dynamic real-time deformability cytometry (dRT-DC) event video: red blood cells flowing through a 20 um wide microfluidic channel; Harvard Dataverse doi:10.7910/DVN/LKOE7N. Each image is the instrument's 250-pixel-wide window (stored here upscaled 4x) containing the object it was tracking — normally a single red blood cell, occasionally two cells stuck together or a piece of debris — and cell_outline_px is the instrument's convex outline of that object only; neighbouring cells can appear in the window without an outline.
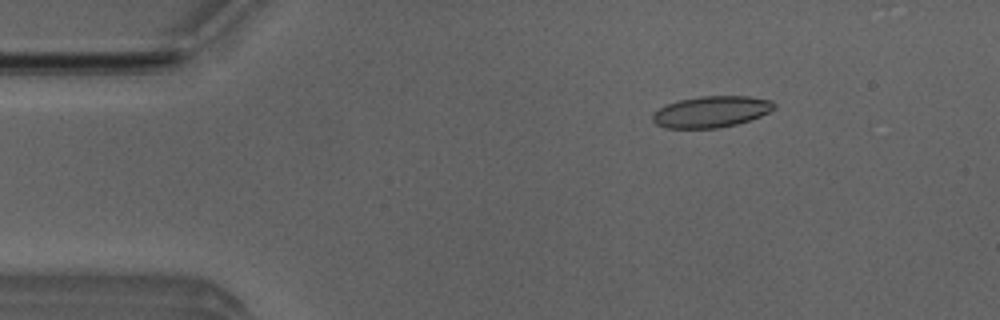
{"species": "Egyptian fruit bat (a non-hibernating species)", "species_latin": "Rousettus aegyptiacus", "temperature_condition": "room temperature", "stored_images_in_passage": 50, "camera_frame_rate_fps": 3000, "um_per_image_px": 0.085, "animal": {"sex": "male"}, "frame": {"image": 1, "passage_image": 5, "time_ms": 1.333, "image_size_px": [1000, 320], "cell_outline_px": [[776, 108], [760, 116], [736, 124], [716, 128], [664, 128], [656, 124], [652, 120], [652, 112], [668, 104], [680, 100], [700, 96], [748, 96], [772, 100], [776, 104]], "centroid_in_image_um": [60.45, 9.49], "position_along_channel_um": 24.5, "area_um2": 22.14}}
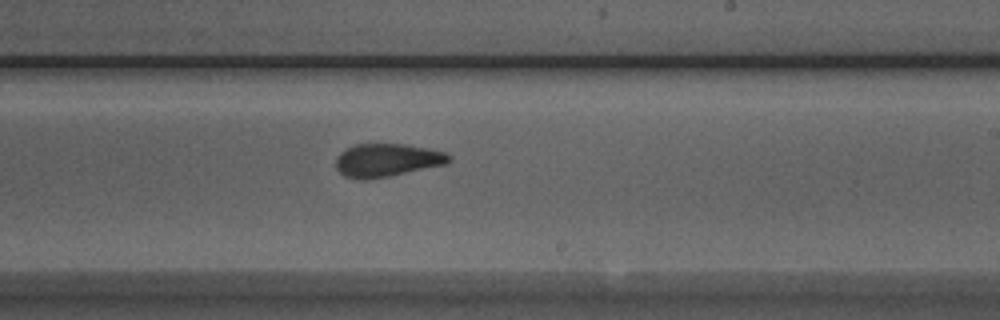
{"frame": {"image": 2, "passage_image": 28, "time_ms": 9.0, "image_size_px": [1000, 320], "cell_outline_px": [[452, 160], [448, 164], [388, 176], [364, 180], [360, 180], [344, 176], [336, 168], [336, 156], [340, 152], [356, 144], [408, 144], [432, 148], [448, 152], [452, 156]], "centroid_in_image_um": [32.96, 13.6], "position_along_channel_um": 256.0, "area_um2": 22.2}}
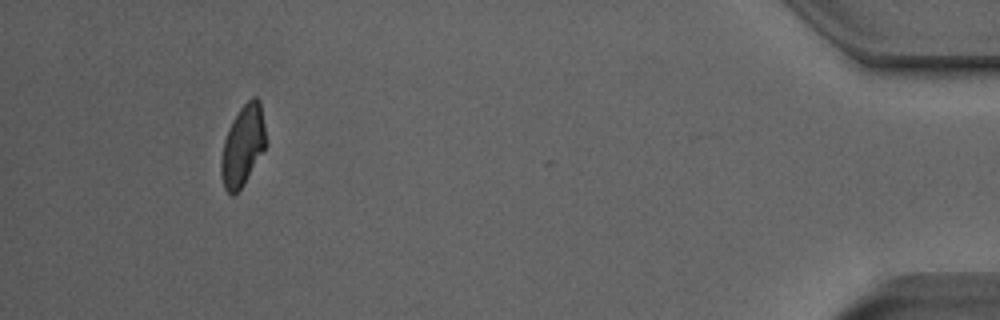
{"frame": {"image": 3, "passage_image": 46, "time_ms": 15.0, "image_size_px": [1000, 320], "cell_outline_px": [[264, 148], [244, 184], [232, 196], [224, 188], [220, 172], [220, 156], [224, 140], [232, 120], [240, 108], [252, 96], [256, 96], [260, 100], [264, 124]], "centroid_in_image_um": [20.6, 12.37], "position_along_channel_um": 414.6, "area_um2": 20.69}, "authors_computed_cell_mechanics": {"area_um2": 21.9929, "velocity_mm_per_s": 3.8586, "shape_relaxation_time_tau1_ms": 9.8421, "shape_relaxation_time_tau2_ms": 1.4838, "deformation_change_tau1": 0.2129, "deformation_change_tau2": 0.0673}}